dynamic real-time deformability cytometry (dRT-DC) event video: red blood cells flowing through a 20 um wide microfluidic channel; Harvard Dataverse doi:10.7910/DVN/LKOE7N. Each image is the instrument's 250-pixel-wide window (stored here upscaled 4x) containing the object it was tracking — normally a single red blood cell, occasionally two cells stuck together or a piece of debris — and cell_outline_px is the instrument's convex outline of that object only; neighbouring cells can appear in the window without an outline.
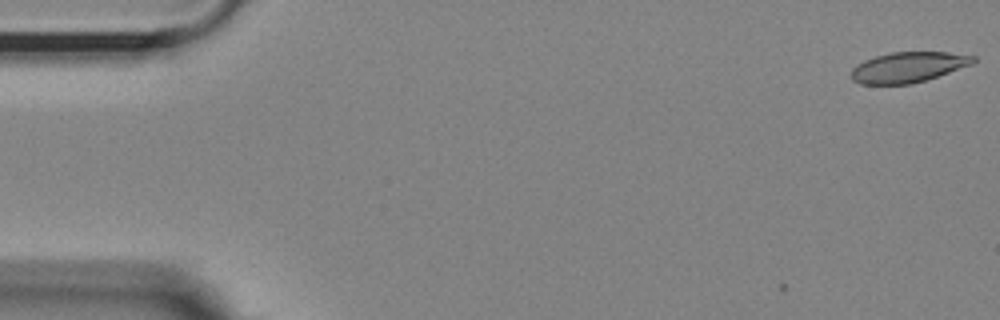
{"species": "Egyptian fruit bat (a non-hibernating species)", "species_latin": "Rousettus aegyptiacus", "temperature_condition": "room temperature", "stored_images_in_passage": 5, "camera_frame_rate_fps": 3000, "um_per_image_px": 0.085, "animal": {"sex": "female"}, "frame": {"image": 1, "passage_image": 1, "time_ms": 0.0, "image_size_px": [1000, 320], "cell_outline_px": [[976, 60], [972, 64], [912, 84], [860, 84], [852, 80], [852, 68], [856, 64], [864, 60], [876, 56], [892, 52], [948, 52], [976, 56]], "centroid_in_image_um": [77.17, 5.7], "position_along_channel_um": 7.8, "area_um2": 21.44}}